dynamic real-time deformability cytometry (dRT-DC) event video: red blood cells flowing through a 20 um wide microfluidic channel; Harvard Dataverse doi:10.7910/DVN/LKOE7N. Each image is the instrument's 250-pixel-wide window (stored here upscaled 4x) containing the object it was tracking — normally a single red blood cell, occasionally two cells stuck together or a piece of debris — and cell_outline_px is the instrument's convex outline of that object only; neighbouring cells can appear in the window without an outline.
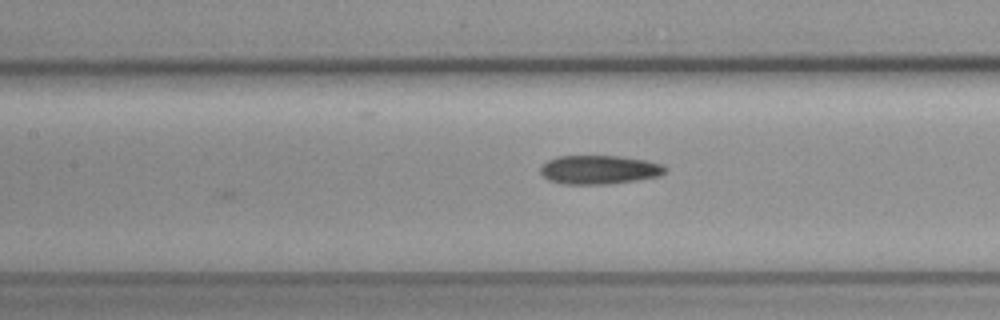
{"species": "common noctule bat (a hibernating species)", "species_latin": "Nyctalus noctula", "temperature_condition": "cold", "stored_images_in_passage": 10, "camera_frame_rate_fps": 3000, "um_per_image_px": 0.085, "animal": {"sex": "female", "body_mass_g": 19.3, "forearm_length_mm": 54.1}, "frame": {"image": 1, "passage_image": 10, "time_ms": 3.0, "image_size_px": [1000, 320], "cell_outline_px": [[668, 168], [660, 176], [636, 180], [608, 184], [564, 184], [548, 180], [540, 172], [540, 168], [548, 160], [556, 156], [620, 156], [648, 160], [664, 164]], "centroid_in_image_um": [50.97, 14.42], "position_along_channel_um": 156.4, "area_um2": 21.1}}